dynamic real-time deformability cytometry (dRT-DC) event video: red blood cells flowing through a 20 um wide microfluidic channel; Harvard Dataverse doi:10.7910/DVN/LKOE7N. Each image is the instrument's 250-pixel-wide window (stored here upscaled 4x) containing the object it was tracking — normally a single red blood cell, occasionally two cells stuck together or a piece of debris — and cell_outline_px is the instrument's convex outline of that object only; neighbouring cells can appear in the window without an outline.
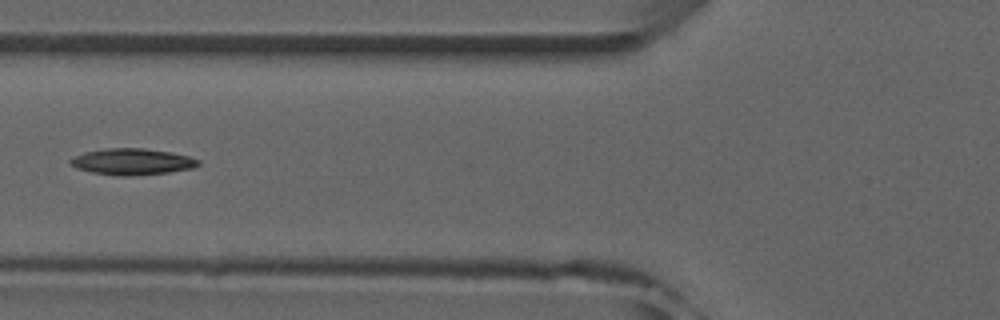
{"species": "common noctule bat (a hibernating species)", "species_latin": "Nyctalus noctula", "temperature_condition": "room temperature", "stored_images_in_passage": 3, "camera_frame_rate_fps": 3000, "um_per_image_px": 0.085, "animal": {"sex": "male", "forearm_length_mm": 52.5}, "frame": {"image": 1, "passage_image": 3, "time_ms": 2.333, "image_size_px": [1000, 320], "cell_outline_px": [[200, 164], [192, 168], [168, 172], [124, 176], [120, 176], [92, 172], [76, 168], [68, 164], [68, 160], [84, 152], [108, 148], [144, 148], [172, 152], [188, 156], [200, 160]], "centroid_in_image_um": [11.22, 13.73], "position_along_channel_um": 114.6, "area_um2": 19.54}}